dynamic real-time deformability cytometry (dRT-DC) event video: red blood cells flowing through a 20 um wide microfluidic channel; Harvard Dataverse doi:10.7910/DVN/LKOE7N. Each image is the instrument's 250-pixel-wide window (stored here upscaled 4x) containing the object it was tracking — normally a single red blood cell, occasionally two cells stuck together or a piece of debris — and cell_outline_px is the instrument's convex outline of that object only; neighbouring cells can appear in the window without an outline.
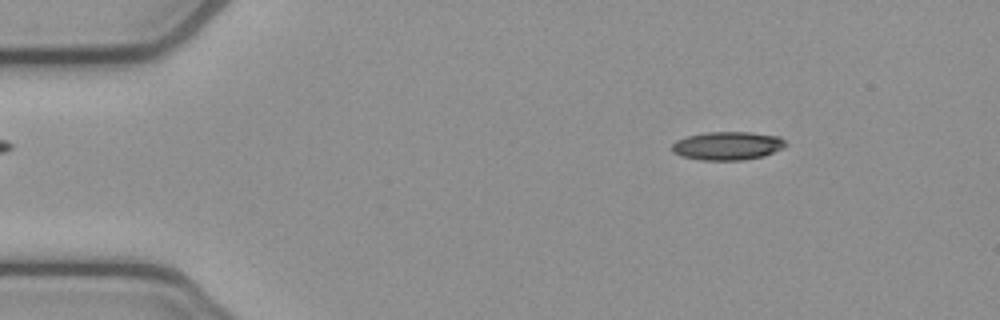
{"species": "common noctule bat (a hibernating species)", "species_latin": "Nyctalus noctula", "temperature_condition": "cold", "stored_images_in_passage": 52, "camera_frame_rate_fps": 3000, "um_per_image_px": 0.085, "animal": {"sex": "female", "body_mass_g": 21.9}, "frame": {"image": 1, "passage_image": 7, "time_ms": 2.0, "image_size_px": [1000, 320], "cell_outline_px": [[788, 144], [784, 148], [764, 156], [744, 160], [700, 160], [680, 156], [672, 152], [672, 144], [676, 140], [688, 136], [708, 132], [752, 132], [780, 136]], "centroid_in_image_um": [61.86, 12.39], "position_along_channel_um": 23.1, "area_um2": 19.02}}
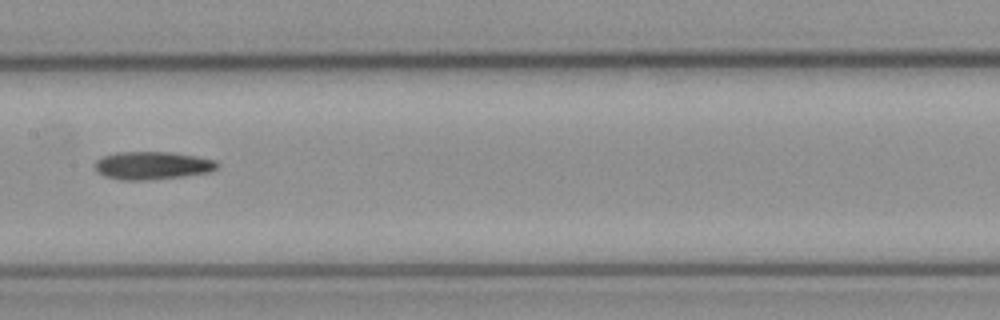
{"frame": {"image": 2, "passage_image": 26, "time_ms": 8.333, "image_size_px": [1000, 320], "cell_outline_px": [[220, 164], [212, 172], [184, 176], [148, 180], [120, 180], [104, 176], [96, 172], [96, 160], [104, 156], [116, 152], [168, 152], [196, 156], [216, 160]], "centroid_in_image_um": [12.97, 14.07], "position_along_channel_um": 194.4, "area_um2": 20.0}}
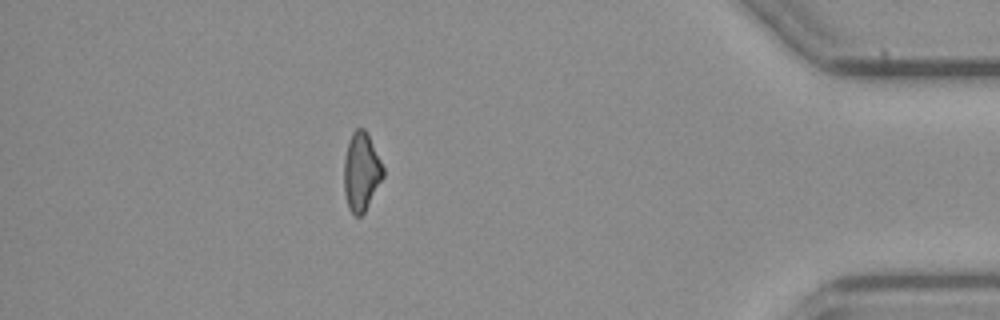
{"frame": {"image": 3, "passage_image": 46, "time_ms": 15.0, "image_size_px": [1000, 320], "cell_outline_px": [[384, 176], [364, 212], [360, 216], [356, 216], [348, 208], [344, 192], [344, 156], [348, 140], [352, 132], [356, 128], [364, 128], [384, 168]], "centroid_in_image_um": [30.69, 14.59], "position_along_channel_um": 404.5, "area_um2": 17.74}}